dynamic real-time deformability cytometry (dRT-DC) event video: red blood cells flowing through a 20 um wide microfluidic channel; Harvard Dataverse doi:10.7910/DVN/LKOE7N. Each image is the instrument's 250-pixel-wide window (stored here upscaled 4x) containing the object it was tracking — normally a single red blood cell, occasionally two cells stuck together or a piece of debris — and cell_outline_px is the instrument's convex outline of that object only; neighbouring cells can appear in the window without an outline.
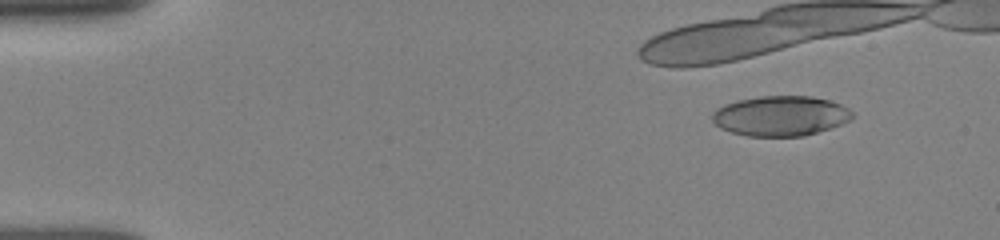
{"species": "human", "species_latin": "Homo sapiens", "temperature_condition": "room temperature", "stored_images_in_passage": 41, "camera_frame_rate_fps": 3000, "um_per_image_px": 0.085, "donor": {"sex": "female"}, "frame": {"image": 1, "passage_image": 11, "time_ms": 1.667, "image_size_px": [1000, 240], "cell_outline_px": [[852, 116], [848, 120], [840, 124], [804, 136], [748, 136], [732, 132], [720, 128], [712, 120], [712, 112], [716, 108], [724, 104], [736, 100], [760, 96], [812, 96], [828, 100], [840, 104], [848, 108], [852, 112]], "centroid_in_image_um": [66.29, 9.84], "position_along_channel_um": 18.7, "area_um2": 32.54}}
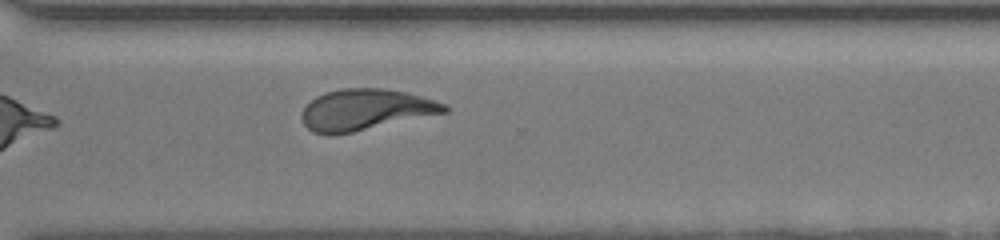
{"frame": {"image": 2, "passage_image": 41, "time_ms": 13.333, "image_size_px": [1000, 240], "cell_outline_px": [[448, 112], [352, 132], [328, 136], [312, 132], [304, 124], [300, 116], [304, 108], [316, 96], [324, 92], [344, 88], [384, 88], [404, 92], [420, 96], [448, 104]], "centroid_in_image_um": [31.05, 9.33], "position_along_channel_um": 339.6, "area_um2": 34.16}}